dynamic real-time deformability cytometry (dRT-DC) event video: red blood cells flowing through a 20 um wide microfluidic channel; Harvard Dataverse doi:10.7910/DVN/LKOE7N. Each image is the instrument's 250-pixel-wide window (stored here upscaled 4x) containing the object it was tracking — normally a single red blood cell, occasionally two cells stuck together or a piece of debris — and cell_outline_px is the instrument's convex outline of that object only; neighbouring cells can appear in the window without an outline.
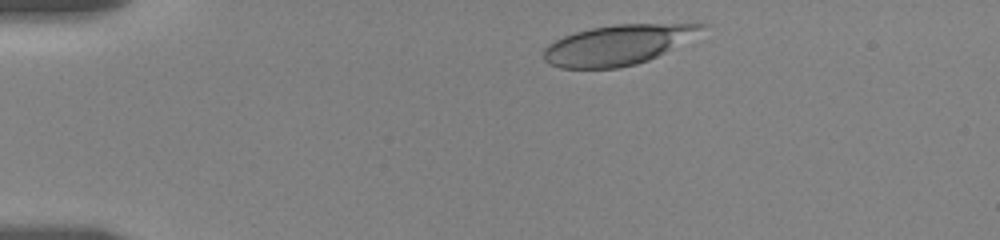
{"species": "human", "species_latin": "Homo sapiens", "temperature_condition": "room temperature", "stored_images_in_passage": 34, "camera_frame_rate_fps": 3000, "um_per_image_px": 0.085, "donor": {"sex": "female"}, "frame": {"image": 1, "passage_image": 3, "time_ms": 0.667, "image_size_px": [1000, 240], "cell_outline_px": [[708, 24], [664, 52], [648, 60], [636, 64], [616, 68], [560, 68], [548, 64], [544, 60], [544, 48], [548, 44], [564, 36], [576, 32], [592, 28], [616, 24]], "centroid_in_image_um": [52.35, 3.83], "position_along_channel_um": 32.7, "area_um2": 35.66}}
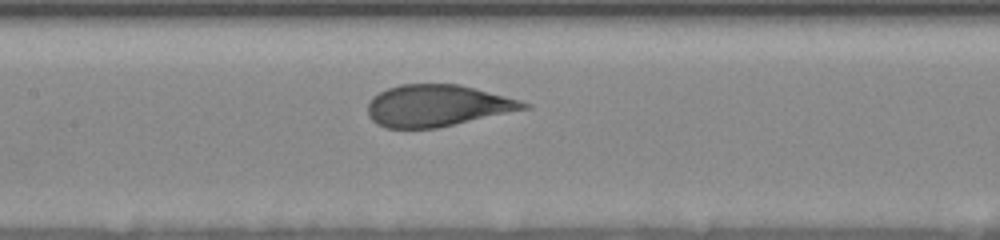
{"frame": {"image": 2, "passage_image": 19, "time_ms": 6.333, "image_size_px": [1000, 240], "cell_outline_px": [[532, 108], [436, 128], [384, 128], [376, 124], [368, 116], [368, 104], [372, 96], [388, 88], [400, 84], [460, 84], [520, 100], [532, 104]], "centroid_in_image_um": [37.17, 8.98], "position_along_channel_um": 170.2, "area_um2": 38.03}}
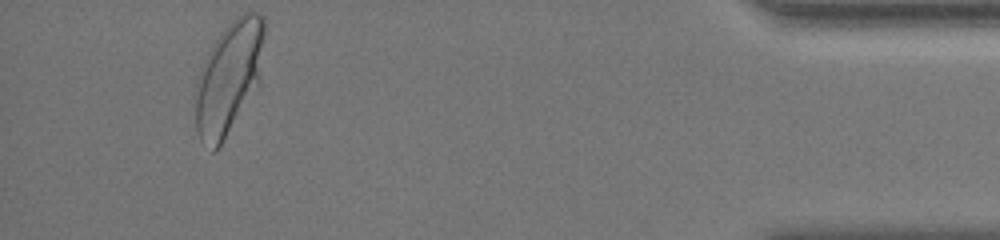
{"frame": {"image": 3, "passage_image": 33, "time_ms": 15.0, "image_size_px": [1000, 240], "cell_outline_px": [[264, 32], [260, 80], [216, 152], [212, 152], [200, 140], [196, 132], [196, 76], [212, 44], [224, 28], [236, 16], [244, 12], [256, 12], [264, 16]], "centroid_in_image_um": [19.43, 6.58], "position_along_channel_um": 415.8, "area_um2": 44.85}, "authors_computed_cell_mechanics": {"area_um2": 38.4659, "velocity_mm_per_s": 3.4851, "shape_relaxation_time_tau1_ms": 4.5786, "shape_relaxation_time_tau2_ms": null, "deformation_change_tau1": 0.1767, "deformation_change_tau2": null}}